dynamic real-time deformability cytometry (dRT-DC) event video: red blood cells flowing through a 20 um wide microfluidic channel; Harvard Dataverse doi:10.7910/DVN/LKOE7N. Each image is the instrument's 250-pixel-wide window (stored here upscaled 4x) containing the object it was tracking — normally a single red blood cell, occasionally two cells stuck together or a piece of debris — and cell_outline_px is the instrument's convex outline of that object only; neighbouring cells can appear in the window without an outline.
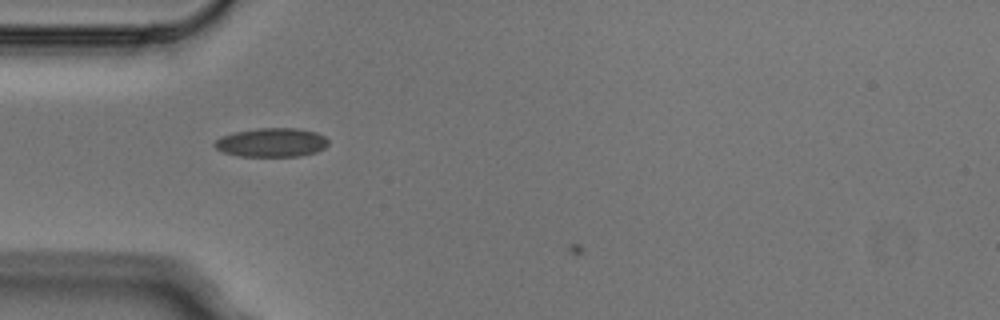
{"species": "Egyptian fruit bat (a non-hibernating species)", "species_latin": "Rousettus aegyptiacus", "temperature_condition": "cold", "stored_images_in_passage": 2, "camera_frame_rate_fps": 3000, "um_per_image_px": 0.085, "animal": {"sex": "male"}, "frame": {"image": 1, "passage_image": 1, "time_ms": 0.0, "image_size_px": [1000, 320], "cell_outline_px": [[328, 144], [324, 148], [316, 152], [300, 156], [240, 156], [224, 152], [216, 148], [212, 144], [220, 136], [236, 132], [260, 128], [296, 128], [316, 132], [324, 136], [328, 140]], "centroid_in_image_um": [23.09, 12.11], "position_along_channel_um": 61.9, "area_um2": 19.07}}